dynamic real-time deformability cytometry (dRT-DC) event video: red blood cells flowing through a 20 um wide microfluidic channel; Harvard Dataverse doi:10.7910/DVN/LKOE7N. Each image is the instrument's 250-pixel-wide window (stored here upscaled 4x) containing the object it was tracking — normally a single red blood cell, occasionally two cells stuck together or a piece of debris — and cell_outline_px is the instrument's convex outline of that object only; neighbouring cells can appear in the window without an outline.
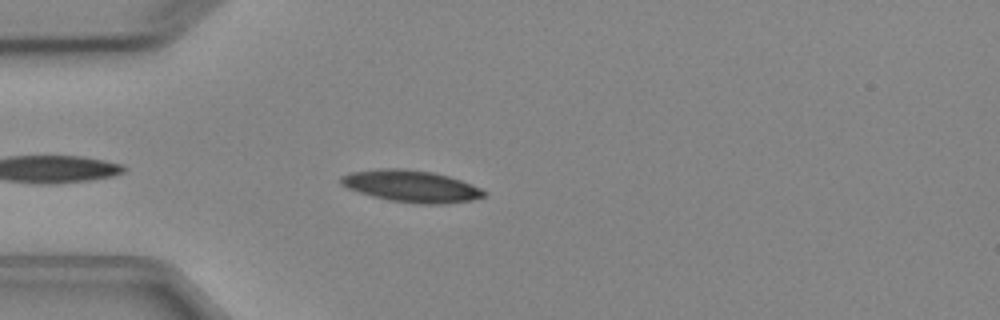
{"species": "Egyptian fruit bat (a non-hibernating species)", "species_latin": "Rousettus aegyptiacus", "temperature_condition": "cold", "stored_images_in_passage": 5, "camera_frame_rate_fps": 3000, "um_per_image_px": 0.085, "animal": {"sex": "female"}, "frame": {"image": 1, "passage_image": 4, "time_ms": 4.333, "image_size_px": [1000, 320], "cell_outline_px": [[488, 196], [472, 200], [444, 204], [420, 204], [388, 200], [372, 196], [348, 188], [340, 184], [340, 176], [348, 172], [380, 168], [404, 168], [432, 172], [448, 176], [472, 184], [488, 192]], "centroid_in_image_um": [34.96, 15.82], "position_along_channel_um": 50.0, "area_um2": 26.82}}